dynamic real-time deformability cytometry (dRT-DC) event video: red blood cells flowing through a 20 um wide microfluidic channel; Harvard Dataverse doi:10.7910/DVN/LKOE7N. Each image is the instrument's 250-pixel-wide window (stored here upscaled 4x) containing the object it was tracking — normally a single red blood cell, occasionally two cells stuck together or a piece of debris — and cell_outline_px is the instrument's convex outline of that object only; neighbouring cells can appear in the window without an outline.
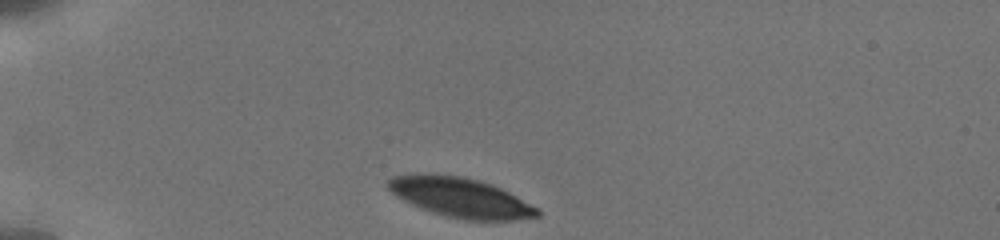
{"species": "human", "species_latin": "Homo sapiens", "temperature_condition": "cold", "stored_images_in_passage": 42, "camera_frame_rate_fps": 3000, "um_per_image_px": 0.085, "donor": {"sex": "male"}, "frame": {"image": 1, "passage_image": 1, "time_ms": 0.0, "image_size_px": [1000, 240], "cell_outline_px": [[540, 216], [516, 220], [464, 220], [432, 212], [420, 208], [396, 196], [388, 188], [388, 180], [392, 176], [424, 172], [432, 172], [460, 176], [476, 180], [500, 188], [540, 208]], "centroid_in_image_um": [39.13, 16.78], "position_along_channel_um": 45.9, "area_um2": 34.51}}
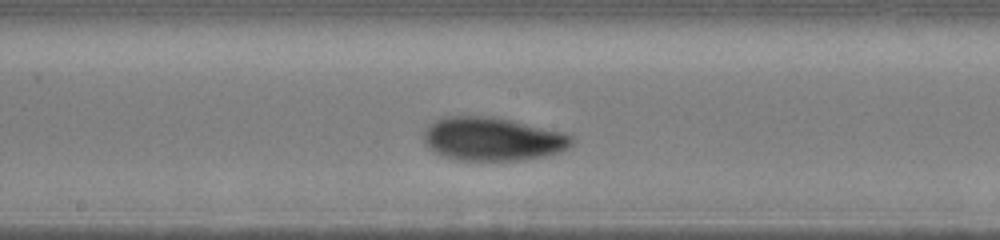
{"frame": {"image": 2, "passage_image": 18, "time_ms": 5.333, "image_size_px": [1000, 240], "cell_outline_px": [[572, 144], [560, 152], [544, 156], [520, 160], [456, 160], [432, 152], [424, 144], [424, 128], [428, 124], [444, 116], [492, 116], [512, 120], [560, 132], [572, 136]], "centroid_in_image_um": [41.79, 11.81], "position_along_channel_um": 206.4, "area_um2": 37.51}}
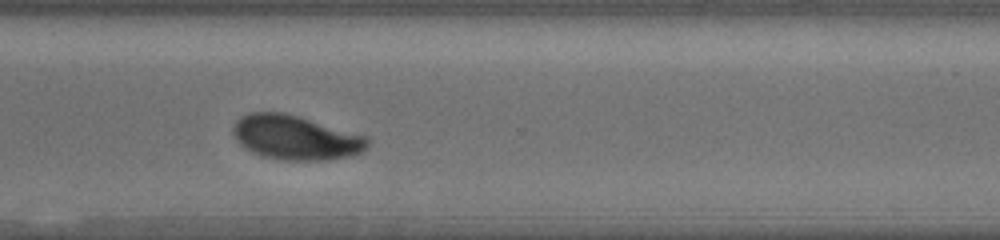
{"frame": {"image": 3, "passage_image": 41, "time_ms": 9.0, "image_size_px": [1000, 240], "cell_outline_px": [[368, 144], [360, 152], [348, 156], [328, 160], [284, 160], [260, 156], [244, 148], [236, 140], [232, 132], [232, 128], [236, 120], [240, 116], [248, 112], [284, 112], [368, 136]], "centroid_in_image_um": [25.07, 11.68], "position_along_channel_um": 345.5, "area_um2": 34.85}}